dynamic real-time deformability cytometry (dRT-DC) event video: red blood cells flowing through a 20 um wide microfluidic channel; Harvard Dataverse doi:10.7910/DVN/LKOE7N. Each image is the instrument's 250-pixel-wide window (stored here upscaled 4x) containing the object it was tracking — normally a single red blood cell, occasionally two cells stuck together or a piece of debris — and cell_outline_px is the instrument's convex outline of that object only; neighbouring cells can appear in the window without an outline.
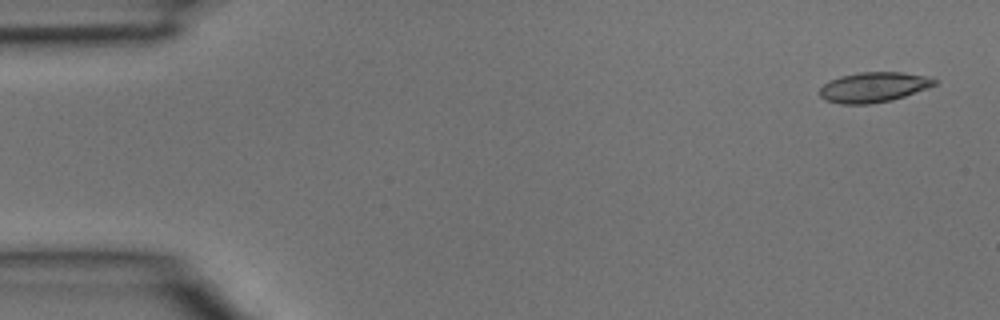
{"species": "common noctule bat (a hibernating species)", "species_latin": "Nyctalus noctula", "temperature_condition": "room temperature", "stored_images_in_passage": 4, "segment_of_instrument_passage": [1, 2], "camera_frame_rate_fps": 3000, "um_per_image_px": 0.085, "animal": {"sex": "male", "body_mass_g": 15.6}, "frame": {"image": 1, "passage_image": 1, "time_ms": 0.0, "image_size_px": [1000, 320], "cell_outline_px": [[936, 84], [928, 88], [892, 100], [868, 104], [840, 104], [824, 100], [820, 96], [820, 88], [828, 80], [840, 76], [860, 72], [900, 72], [928, 76], [936, 80]], "centroid_in_image_um": [74.23, 7.41], "position_along_channel_um": 10.8, "area_um2": 20.17}}
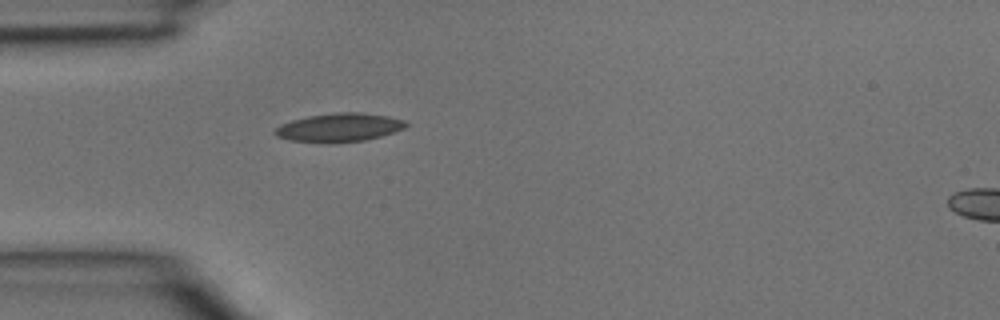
{"frame": {"image": 2, "passage_image": 3, "time_ms": 0.667, "image_size_px": [1000, 320], "cell_outline_px": [[408, 124], [404, 128], [380, 136], [364, 140], [324, 144], [288, 140], [276, 136], [272, 132], [280, 124], [292, 120], [308, 116], [340, 112], [360, 112], [388, 116], [404, 120]], "centroid_in_image_um": [28.77, 10.85], "position_along_channel_um": 56.2, "area_um2": 21.91}}